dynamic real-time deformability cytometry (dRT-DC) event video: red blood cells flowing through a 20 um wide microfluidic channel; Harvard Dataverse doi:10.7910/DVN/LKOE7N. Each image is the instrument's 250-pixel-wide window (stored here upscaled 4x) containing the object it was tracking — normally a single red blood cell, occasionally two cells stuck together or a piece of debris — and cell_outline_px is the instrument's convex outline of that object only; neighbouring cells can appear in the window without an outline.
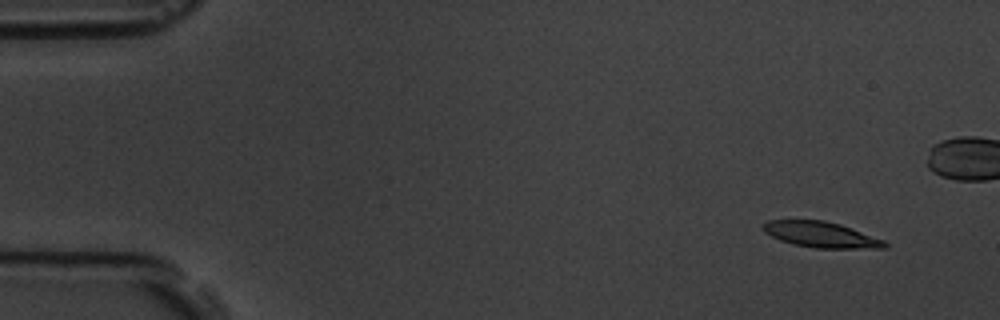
{"species": "common noctule bat (a hibernating species)", "species_latin": "Nyctalus noctula", "temperature_condition": "room temperature", "stored_images_in_passage": 7, "camera_frame_rate_fps": 3000, "um_per_image_px": 0.085, "animal": {"sex": "male", "body_mass_g": 19.5, "forearm_length_mm": 54.6}, "frame": {"image": 1, "passage_image": 1, "time_ms": 0.0, "image_size_px": [1000, 320], "cell_outline_px": [[888, 248], [812, 248], [792, 244], [780, 240], [764, 232], [764, 224], [768, 220], [824, 220], [840, 224], [884, 240], [888, 244]], "centroid_in_image_um": [69.8, 19.95], "position_along_channel_um": 15.2, "area_um2": 18.15}}
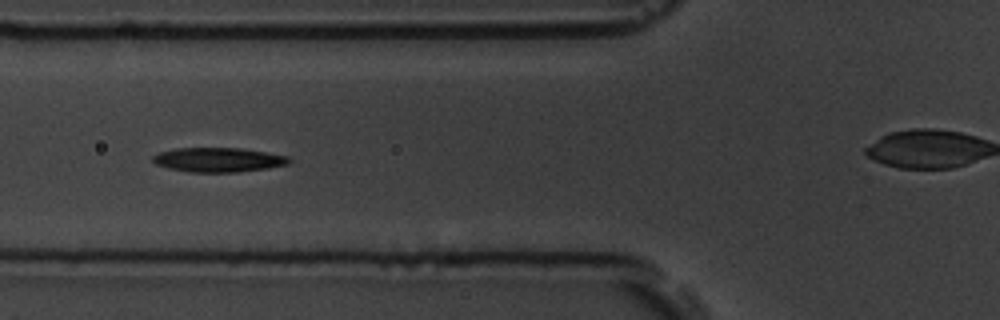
{"frame": {"image": 2, "passage_image": 6, "time_ms": 5.667, "image_size_px": [1000, 320], "cell_outline_px": [[292, 160], [288, 164], [268, 168], [236, 172], [188, 172], [168, 168], [156, 164], [152, 160], [152, 156], [160, 152], [176, 148], [240, 148], [268, 152], [288, 156]], "centroid_in_image_um": [18.57, 13.58], "position_along_channel_um": 107.2, "area_um2": 19.42}}
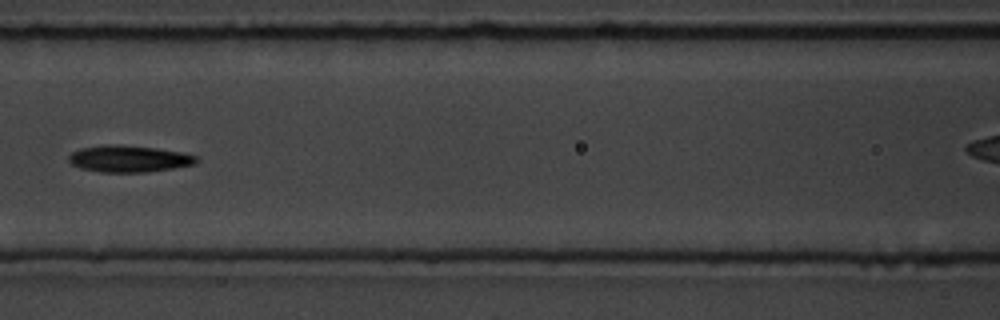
{"frame": {"image": 3, "passage_image": 7, "time_ms": 7.0, "image_size_px": [1000, 320], "cell_outline_px": [[200, 160], [196, 164], [172, 168], [144, 172], [100, 172], [80, 168], [72, 164], [68, 160], [68, 156], [72, 152], [80, 148], [104, 144], [120, 144], [156, 148], [180, 152], [196, 156]], "centroid_in_image_um": [10.93, 13.48], "position_along_channel_um": 155.7, "area_um2": 19.94}}